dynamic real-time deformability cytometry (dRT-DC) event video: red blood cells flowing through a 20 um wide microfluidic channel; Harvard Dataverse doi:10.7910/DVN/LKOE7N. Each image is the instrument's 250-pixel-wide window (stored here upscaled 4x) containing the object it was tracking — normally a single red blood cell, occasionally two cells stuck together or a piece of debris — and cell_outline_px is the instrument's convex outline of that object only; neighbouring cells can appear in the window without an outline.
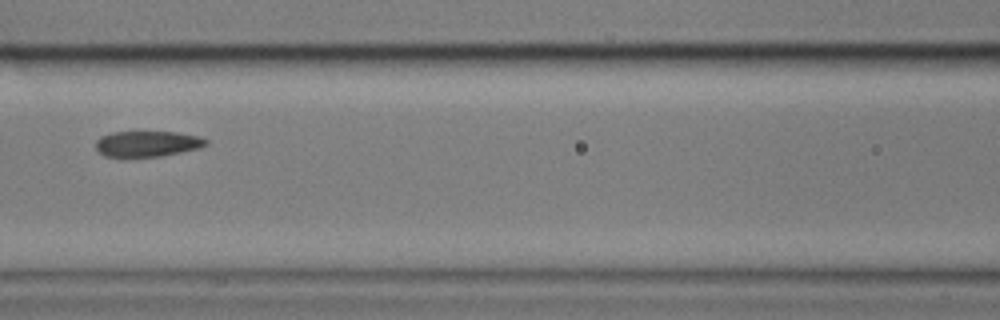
{"species": "common noctule bat (a hibernating species)", "species_latin": "Nyctalus noctula", "temperature_condition": "cold", "stored_images_in_passage": 4, "camera_frame_rate_fps": 3000, "um_per_image_px": 0.085, "animal": {"sex": "male", "body_mass_g": 17.9}, "frame": {"image": 1, "passage_image": 4, "time_ms": 3.333, "image_size_px": [1000, 320], "cell_outline_px": [[208, 144], [200, 148], [160, 156], [120, 160], [104, 156], [96, 148], [96, 140], [100, 136], [112, 132], [176, 132], [200, 136], [208, 140]], "centroid_in_image_um": [12.47, 12.26], "position_along_channel_um": 154.1, "area_um2": 17.22}}